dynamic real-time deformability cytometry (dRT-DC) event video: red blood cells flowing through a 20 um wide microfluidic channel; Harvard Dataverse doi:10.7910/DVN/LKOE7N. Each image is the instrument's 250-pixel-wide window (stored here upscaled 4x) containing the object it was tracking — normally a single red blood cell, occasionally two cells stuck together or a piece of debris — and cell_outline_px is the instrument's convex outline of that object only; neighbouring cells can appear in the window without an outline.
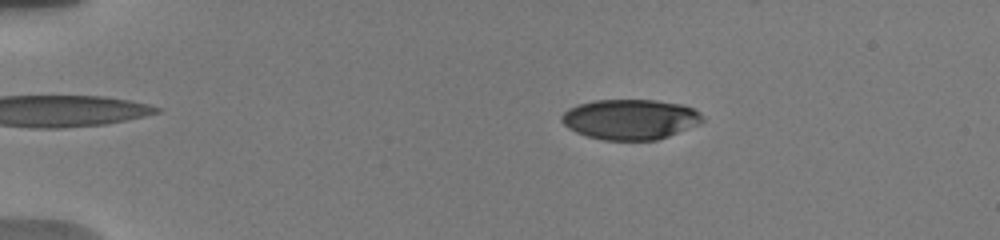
{"species": "human", "species_latin": "Homo sapiens", "temperature_condition": "warm", "stored_images_in_passage": 32, "camera_frame_rate_fps": 3000, "um_per_image_px": 0.085, "donor": {"sex": "male"}, "frame": {"image": 1, "passage_image": 11, "time_ms": 3.333, "image_size_px": [1000, 240], "cell_outline_px": [[704, 120], [700, 124], [668, 136], [656, 140], [604, 140], [588, 136], [576, 132], [568, 128], [560, 120], [560, 116], [568, 108], [592, 100], [656, 100], [684, 104], [700, 112], [704, 116]], "centroid_in_image_um": [53.59, 10.13], "position_along_channel_um": 31.4, "area_um2": 33.23}}
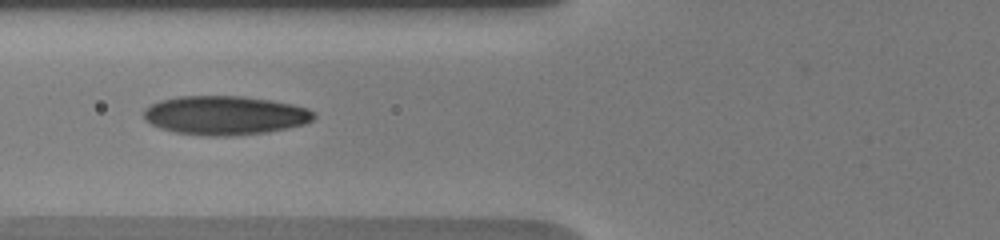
{"frame": {"image": 2, "passage_image": 24, "time_ms": 7.333, "image_size_px": [1000, 240], "cell_outline_px": [[316, 116], [312, 120], [304, 124], [268, 132], [228, 136], [208, 136], [176, 132], [160, 128], [144, 120], [144, 108], [160, 100], [180, 96], [244, 96], [268, 100], [308, 108], [316, 112]], "centroid_in_image_um": [19.11, 9.8], "position_along_channel_um": 106.7, "area_um2": 38.49}}
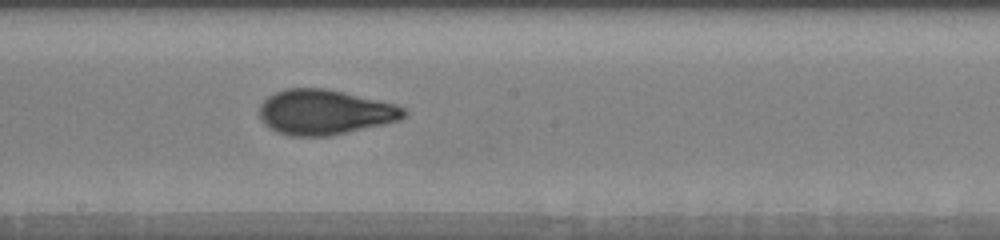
{"frame": {"image": 3, "passage_image": 32, "time_ms": 10.333, "image_size_px": [1000, 240], "cell_outline_px": [[408, 116], [400, 120], [384, 124], [328, 136], [292, 136], [276, 132], [268, 128], [260, 120], [260, 104], [268, 96], [284, 88], [324, 88], [344, 92], [396, 104], [404, 108], [408, 112]], "centroid_in_image_um": [27.6, 9.53], "position_along_channel_um": 220.6, "area_um2": 38.09}}